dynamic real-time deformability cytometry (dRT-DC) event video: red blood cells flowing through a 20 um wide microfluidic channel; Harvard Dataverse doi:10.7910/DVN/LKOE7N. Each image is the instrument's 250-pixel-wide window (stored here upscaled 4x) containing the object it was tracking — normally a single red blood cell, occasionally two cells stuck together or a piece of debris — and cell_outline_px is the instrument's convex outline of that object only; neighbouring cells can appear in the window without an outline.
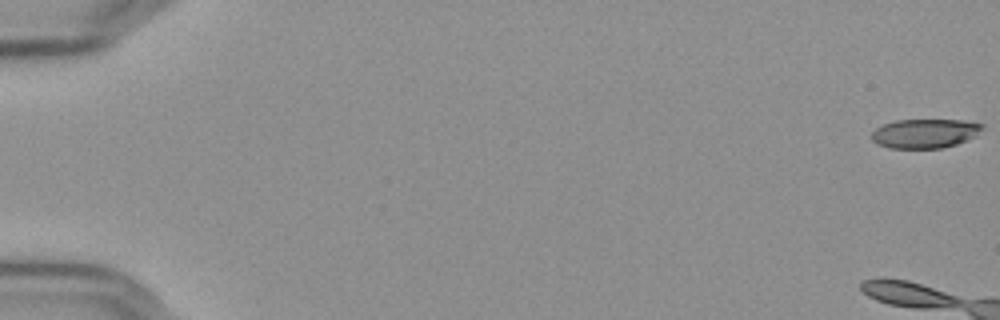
{"species": "Egyptian fruit bat (a non-hibernating species)", "species_latin": "Rousettus aegyptiacus", "temperature_condition": "cold", "stored_images_in_passage": 9, "camera_frame_rate_fps": 3000, "um_per_image_px": 0.085, "frame": {"image": 1, "passage_image": 1, "time_ms": 0.0, "image_size_px": [1000, 320], "cell_outline_px": [[984, 128], [976, 136], [956, 144], [940, 148], [888, 148], [876, 144], [872, 140], [872, 132], [876, 128], [884, 124], [896, 120], [960, 120], [984, 124]], "centroid_in_image_um": [78.61, 11.34], "position_along_channel_um": 6.4, "area_um2": 18.84}}